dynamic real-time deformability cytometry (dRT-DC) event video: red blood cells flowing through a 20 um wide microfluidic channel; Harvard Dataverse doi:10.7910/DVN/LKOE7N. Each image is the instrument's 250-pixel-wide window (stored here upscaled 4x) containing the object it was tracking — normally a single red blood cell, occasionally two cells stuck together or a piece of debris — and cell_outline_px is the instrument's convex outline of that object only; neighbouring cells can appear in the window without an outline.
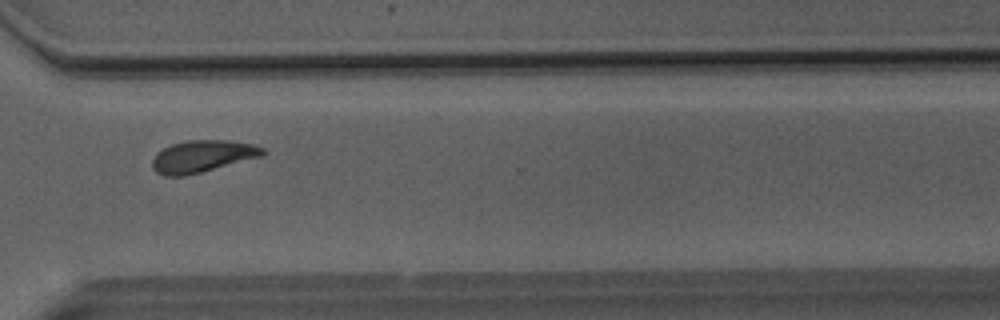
{"species": "Egyptian fruit bat (a non-hibernating species)", "species_latin": "Rousettus aegyptiacus", "temperature_condition": "room temperature", "stored_images_in_passage": 37, "camera_frame_rate_fps": 3000, "um_per_image_px": 0.085, "animal": {"sex": "male"}, "frame": {"image": 1, "passage_image": 24, "time_ms": 7.667, "image_size_px": [1000, 320], "cell_outline_px": [[268, 152], [264, 156], [184, 176], [164, 176], [156, 172], [152, 168], [152, 160], [156, 152], [172, 144], [188, 140], [232, 140], [252, 144], [264, 148]], "centroid_in_image_um": [17.23, 13.28], "position_along_channel_um": 353.4, "area_um2": 20.75}}
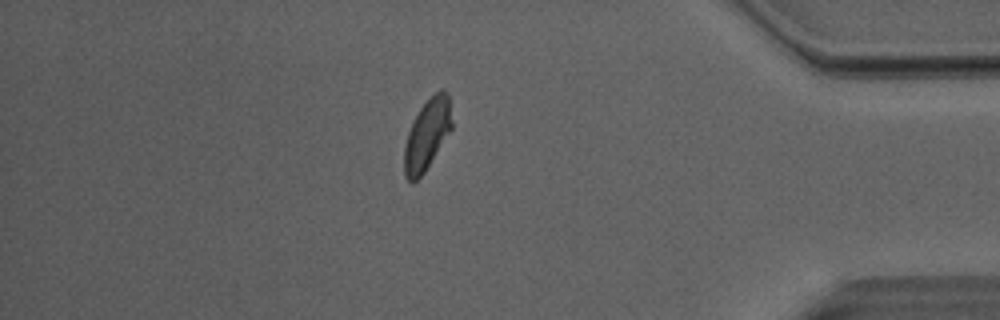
{"frame": {"image": 2, "passage_image": 30, "time_ms": 9.667, "image_size_px": [1000, 320], "cell_outline_px": [[452, 128], [424, 172], [412, 184], [404, 176], [404, 144], [408, 132], [420, 108], [440, 88], [444, 88], [448, 92], [452, 120]], "centroid_in_image_um": [36.3, 11.43], "position_along_channel_um": 398.9, "area_um2": 19.42}}
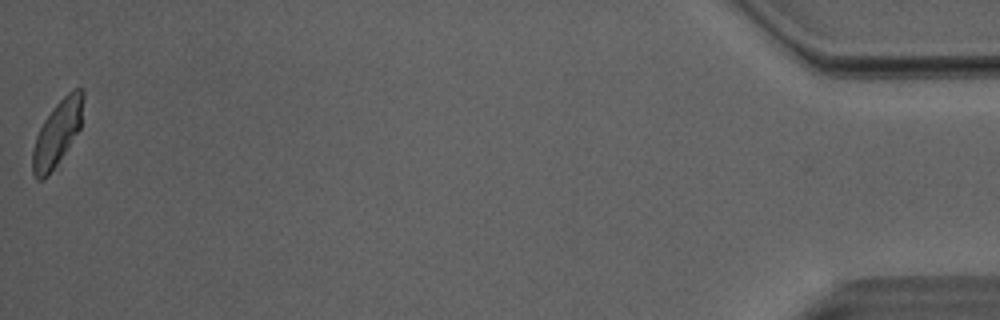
{"frame": {"image": 3, "passage_image": 37, "time_ms": 12.0, "image_size_px": [1000, 320], "cell_outline_px": [[84, 96], [80, 128], [48, 176], [44, 180], [36, 180], [32, 172], [32, 152], [36, 136], [44, 120], [56, 104], [72, 88], [84, 88]], "centroid_in_image_um": [4.86, 11.3], "position_along_channel_um": 430.3, "area_um2": 19.02}, "authors_computed_cell_mechanics": {"area_um2": 19.9988, "velocity_mm_per_s": 4.0223, "shape_relaxation_time_tau1_ms": 4.415, "shape_relaxation_time_tau2_ms": 1.9444, "deformation_change_tau1": 0.1162, "deformation_change_tau2": 0.0804}}